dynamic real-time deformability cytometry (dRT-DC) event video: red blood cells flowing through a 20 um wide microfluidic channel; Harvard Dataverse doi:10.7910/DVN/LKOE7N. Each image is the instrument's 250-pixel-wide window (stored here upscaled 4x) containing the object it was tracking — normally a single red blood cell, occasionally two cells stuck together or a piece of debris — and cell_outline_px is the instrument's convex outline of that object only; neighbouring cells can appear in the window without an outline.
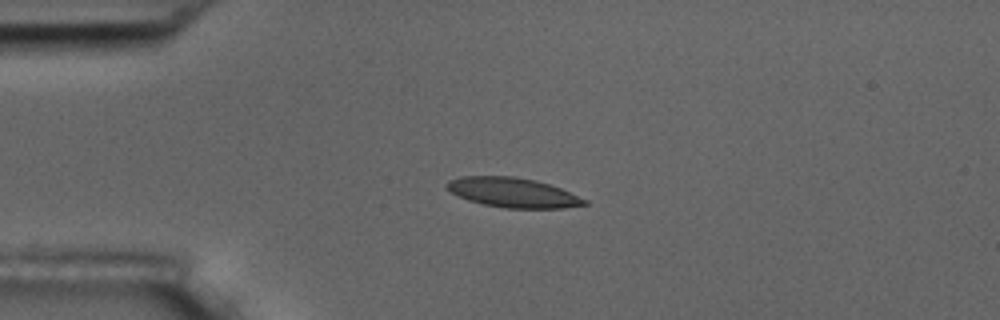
{"species": "common noctule bat (a hibernating species)", "species_latin": "Nyctalus noctula", "temperature_condition": "room temperature", "stored_images_in_passage": 5, "camera_frame_rate_fps": 3000, "um_per_image_px": 0.085, "animal": {"sex": "male", "body_mass_g": 17.5, "forearm_length_mm": 52.3}, "frame": {"image": 1, "passage_image": 4, "time_ms": 3.333, "image_size_px": [1000, 320], "cell_outline_px": [[588, 204], [564, 208], [504, 208], [484, 204], [468, 200], [452, 192], [444, 184], [448, 180], [460, 176], [512, 176], [536, 180], [560, 188], [588, 200]], "centroid_in_image_um": [43.6, 16.36], "position_along_channel_um": 41.4, "area_um2": 23.7}}